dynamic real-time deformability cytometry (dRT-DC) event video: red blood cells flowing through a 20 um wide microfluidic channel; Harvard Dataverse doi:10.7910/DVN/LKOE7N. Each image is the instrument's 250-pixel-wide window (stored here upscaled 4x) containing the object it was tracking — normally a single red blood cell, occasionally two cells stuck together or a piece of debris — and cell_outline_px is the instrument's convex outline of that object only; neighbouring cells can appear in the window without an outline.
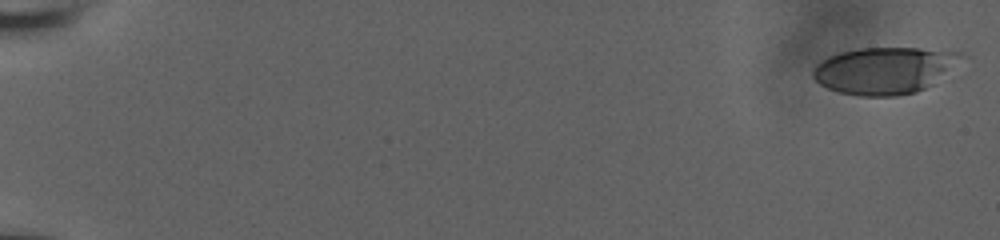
{"species": "human", "species_latin": "Homo sapiens", "temperature_condition": "room temperature", "stored_images_in_passage": 55, "camera_frame_rate_fps": 3000, "um_per_image_px": 0.085, "donor": {"sex": "male"}, "frame": {"image": 1, "passage_image": 1, "time_ms": 0.0, "image_size_px": [1000, 240], "cell_outline_px": [[960, 52], [932, 84], [916, 92], [896, 96], [860, 96], [840, 92], [828, 88], [820, 84], [812, 76], [812, 72], [816, 64], [828, 56], [840, 52], [856, 48], [920, 48]], "centroid_in_image_um": [74.99, 5.99], "position_along_channel_um": 10.0, "area_um2": 39.19}}
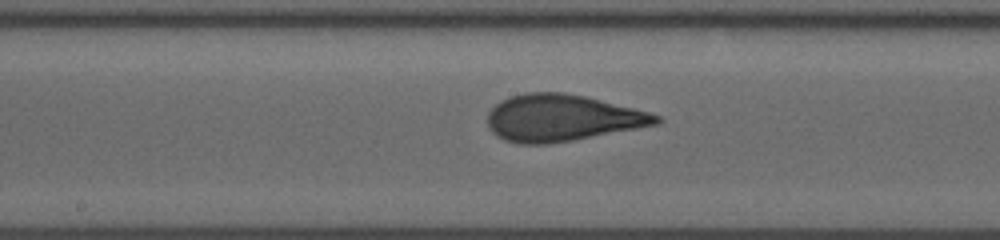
{"frame": {"image": 2, "passage_image": 31, "time_ms": 10.0, "image_size_px": [1000, 240], "cell_outline_px": [[664, 120], [656, 124], [636, 128], [572, 140], [548, 144], [520, 144], [504, 140], [496, 136], [488, 128], [488, 112], [500, 100], [512, 96], [528, 92], [564, 92], [584, 96], [648, 112], [660, 116]], "centroid_in_image_um": [47.71, 10.03], "position_along_channel_um": 200.5, "area_um2": 45.55}}
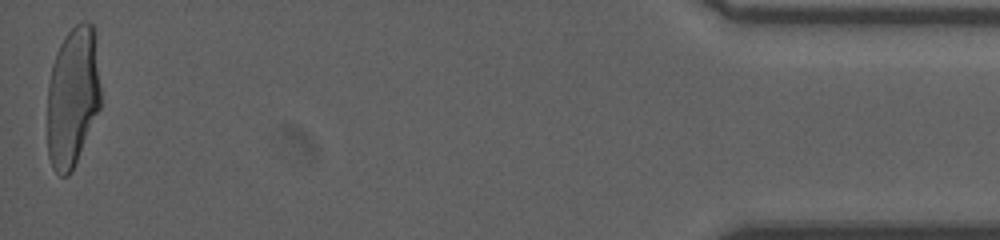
{"frame": {"image": 3, "passage_image": 55, "time_ms": 18.0, "image_size_px": [1000, 240], "cell_outline_px": [[100, 108], [72, 172], [68, 176], [60, 176], [52, 168], [48, 156], [48, 84], [52, 64], [56, 52], [64, 36], [80, 20], [88, 20], [96, 28], [100, 88]], "centroid_in_image_um": [6.19, 8.19], "position_along_channel_um": 429.0, "area_um2": 44.33}, "authors_computed_cell_mechanics": {"area_um2": 44.1592, "velocity_mm_per_s": 3.8754, "shape_relaxation_time_tau1_ms": 4.6948, "shape_relaxation_time_tau2_ms": 0.8025, "deformation_change_tau1": 0.213, "deformation_change_tau2": 0.083}}